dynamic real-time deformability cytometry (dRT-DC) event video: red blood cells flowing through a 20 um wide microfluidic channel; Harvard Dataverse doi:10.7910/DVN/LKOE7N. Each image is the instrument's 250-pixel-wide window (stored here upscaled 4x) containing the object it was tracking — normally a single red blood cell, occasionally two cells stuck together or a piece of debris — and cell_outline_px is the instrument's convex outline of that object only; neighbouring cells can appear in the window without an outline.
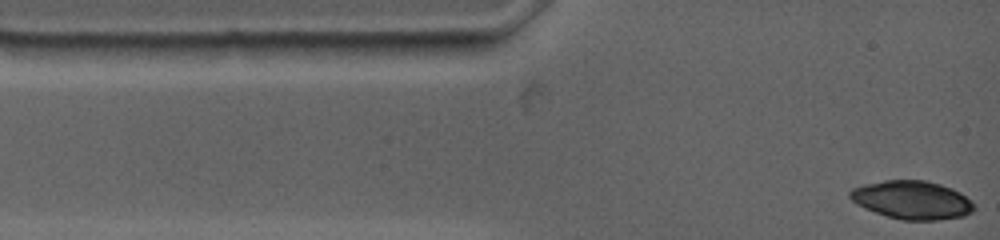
{"species": "common noctule bat (a hibernating species)", "species_latin": "Nyctalus noctula", "temperature_condition": "warm", "stored_images_in_passage": 6, "camera_frame_rate_fps": 4500, "um_per_image_px": 0.085, "animal": {"sex": "female", "body_mass_g": 19.0, "forearm_length_mm": 53.3}, "frame": {"image": 1, "passage_image": 1, "time_ms": 0.0, "image_size_px": [1000, 240], "cell_outline_px": [[976, 208], [972, 212], [964, 216], [936, 220], [900, 220], [864, 208], [856, 204], [848, 196], [848, 192], [852, 188], [864, 184], [884, 180], [924, 180], [940, 184], [952, 188], [960, 192], [972, 200], [976, 204]], "centroid_in_image_um": [77.54, 16.99], "position_along_channel_um": 7.5, "area_um2": 27.98}}